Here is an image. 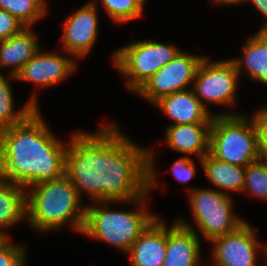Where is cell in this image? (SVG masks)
<instances>
[{
  "label": "cell",
  "instance_id": "4dcf8cb0",
  "mask_svg": "<svg viewBox=\"0 0 267 266\" xmlns=\"http://www.w3.org/2000/svg\"><path fill=\"white\" fill-rule=\"evenodd\" d=\"M260 31L266 36L267 38V24L263 25V27L260 29Z\"/></svg>",
  "mask_w": 267,
  "mask_h": 266
},
{
  "label": "cell",
  "instance_id": "8992f818",
  "mask_svg": "<svg viewBox=\"0 0 267 266\" xmlns=\"http://www.w3.org/2000/svg\"><path fill=\"white\" fill-rule=\"evenodd\" d=\"M180 52L173 45L145 40L120 48L114 52L113 61L118 70L128 77V89L137 92L154 73Z\"/></svg>",
  "mask_w": 267,
  "mask_h": 266
},
{
  "label": "cell",
  "instance_id": "d4e9b609",
  "mask_svg": "<svg viewBox=\"0 0 267 266\" xmlns=\"http://www.w3.org/2000/svg\"><path fill=\"white\" fill-rule=\"evenodd\" d=\"M23 246L11 244L8 238L0 242V266H25Z\"/></svg>",
  "mask_w": 267,
  "mask_h": 266
},
{
  "label": "cell",
  "instance_id": "e0dca14e",
  "mask_svg": "<svg viewBox=\"0 0 267 266\" xmlns=\"http://www.w3.org/2000/svg\"><path fill=\"white\" fill-rule=\"evenodd\" d=\"M30 28L25 27L18 34L0 41V67L13 66L11 78L16 79L22 68L39 51L37 36Z\"/></svg>",
  "mask_w": 267,
  "mask_h": 266
},
{
  "label": "cell",
  "instance_id": "484cf974",
  "mask_svg": "<svg viewBox=\"0 0 267 266\" xmlns=\"http://www.w3.org/2000/svg\"><path fill=\"white\" fill-rule=\"evenodd\" d=\"M26 26L15 16L0 9V41L6 40L18 34Z\"/></svg>",
  "mask_w": 267,
  "mask_h": 266
},
{
  "label": "cell",
  "instance_id": "7a4b0ae2",
  "mask_svg": "<svg viewBox=\"0 0 267 266\" xmlns=\"http://www.w3.org/2000/svg\"><path fill=\"white\" fill-rule=\"evenodd\" d=\"M35 109L24 121L0 130V179L30 187L64 176L66 149Z\"/></svg>",
  "mask_w": 267,
  "mask_h": 266
},
{
  "label": "cell",
  "instance_id": "7c38bea8",
  "mask_svg": "<svg viewBox=\"0 0 267 266\" xmlns=\"http://www.w3.org/2000/svg\"><path fill=\"white\" fill-rule=\"evenodd\" d=\"M197 233L185 220L167 228V248L162 266H197L200 258Z\"/></svg>",
  "mask_w": 267,
  "mask_h": 266
},
{
  "label": "cell",
  "instance_id": "603a6c76",
  "mask_svg": "<svg viewBox=\"0 0 267 266\" xmlns=\"http://www.w3.org/2000/svg\"><path fill=\"white\" fill-rule=\"evenodd\" d=\"M246 189L252 195L267 200V162L263 158L245 167L243 191Z\"/></svg>",
  "mask_w": 267,
  "mask_h": 266
},
{
  "label": "cell",
  "instance_id": "ffe728a7",
  "mask_svg": "<svg viewBox=\"0 0 267 266\" xmlns=\"http://www.w3.org/2000/svg\"><path fill=\"white\" fill-rule=\"evenodd\" d=\"M240 73L242 64L248 75L259 82L267 84V38L259 30L244 46L243 58L233 59ZM243 61V62H242Z\"/></svg>",
  "mask_w": 267,
  "mask_h": 266
},
{
  "label": "cell",
  "instance_id": "9c48e42d",
  "mask_svg": "<svg viewBox=\"0 0 267 266\" xmlns=\"http://www.w3.org/2000/svg\"><path fill=\"white\" fill-rule=\"evenodd\" d=\"M203 58L181 51L154 73L136 93L154 104L163 96L187 90L186 86L194 81Z\"/></svg>",
  "mask_w": 267,
  "mask_h": 266
},
{
  "label": "cell",
  "instance_id": "30bf717a",
  "mask_svg": "<svg viewBox=\"0 0 267 266\" xmlns=\"http://www.w3.org/2000/svg\"><path fill=\"white\" fill-rule=\"evenodd\" d=\"M211 242L214 243L212 257L217 266H255L259 243L253 228L246 221Z\"/></svg>",
  "mask_w": 267,
  "mask_h": 266
},
{
  "label": "cell",
  "instance_id": "6da1fadb",
  "mask_svg": "<svg viewBox=\"0 0 267 266\" xmlns=\"http://www.w3.org/2000/svg\"><path fill=\"white\" fill-rule=\"evenodd\" d=\"M101 131L77 132L66 149L64 176L79 197L134 202L155 187L153 152L136 146L112 124Z\"/></svg>",
  "mask_w": 267,
  "mask_h": 266
},
{
  "label": "cell",
  "instance_id": "8fae6325",
  "mask_svg": "<svg viewBox=\"0 0 267 266\" xmlns=\"http://www.w3.org/2000/svg\"><path fill=\"white\" fill-rule=\"evenodd\" d=\"M95 2H91L68 17L64 24V51L73 57H84L96 41L98 18Z\"/></svg>",
  "mask_w": 267,
  "mask_h": 266
},
{
  "label": "cell",
  "instance_id": "3957f363",
  "mask_svg": "<svg viewBox=\"0 0 267 266\" xmlns=\"http://www.w3.org/2000/svg\"><path fill=\"white\" fill-rule=\"evenodd\" d=\"M26 194V219L37 230L49 231L61 228L69 220L71 226L82 233L86 208L73 183L65 176L33 186Z\"/></svg>",
  "mask_w": 267,
  "mask_h": 266
},
{
  "label": "cell",
  "instance_id": "277c9868",
  "mask_svg": "<svg viewBox=\"0 0 267 266\" xmlns=\"http://www.w3.org/2000/svg\"><path fill=\"white\" fill-rule=\"evenodd\" d=\"M146 195L135 200L139 206L136 212L109 210L106 203L110 201H100L103 206L96 204L86 206L82 233L110 243L128 253L141 233L157 217L144 211Z\"/></svg>",
  "mask_w": 267,
  "mask_h": 266
},
{
  "label": "cell",
  "instance_id": "d6a6232c",
  "mask_svg": "<svg viewBox=\"0 0 267 266\" xmlns=\"http://www.w3.org/2000/svg\"><path fill=\"white\" fill-rule=\"evenodd\" d=\"M263 251H264V254H266V260L265 261H267V246L263 249Z\"/></svg>",
  "mask_w": 267,
  "mask_h": 266
},
{
  "label": "cell",
  "instance_id": "5bb4252c",
  "mask_svg": "<svg viewBox=\"0 0 267 266\" xmlns=\"http://www.w3.org/2000/svg\"><path fill=\"white\" fill-rule=\"evenodd\" d=\"M167 248V226L156 217L129 249L132 266H162Z\"/></svg>",
  "mask_w": 267,
  "mask_h": 266
},
{
  "label": "cell",
  "instance_id": "5b68a950",
  "mask_svg": "<svg viewBox=\"0 0 267 266\" xmlns=\"http://www.w3.org/2000/svg\"><path fill=\"white\" fill-rule=\"evenodd\" d=\"M243 115L213 116L210 129L209 154L215 159L246 167L261 158L257 131Z\"/></svg>",
  "mask_w": 267,
  "mask_h": 266
},
{
  "label": "cell",
  "instance_id": "d6986e66",
  "mask_svg": "<svg viewBox=\"0 0 267 266\" xmlns=\"http://www.w3.org/2000/svg\"><path fill=\"white\" fill-rule=\"evenodd\" d=\"M201 162L206 177L213 185L222 189L219 190L221 193H225L226 190L243 191L245 167L215 159L209 153Z\"/></svg>",
  "mask_w": 267,
  "mask_h": 266
},
{
  "label": "cell",
  "instance_id": "44dd1931",
  "mask_svg": "<svg viewBox=\"0 0 267 266\" xmlns=\"http://www.w3.org/2000/svg\"><path fill=\"white\" fill-rule=\"evenodd\" d=\"M12 97L9 82L0 72V130L21 123L35 109H38L36 97L33 96L22 110L14 112Z\"/></svg>",
  "mask_w": 267,
  "mask_h": 266
},
{
  "label": "cell",
  "instance_id": "ba28073f",
  "mask_svg": "<svg viewBox=\"0 0 267 266\" xmlns=\"http://www.w3.org/2000/svg\"><path fill=\"white\" fill-rule=\"evenodd\" d=\"M239 73L231 60L209 62L203 58L194 79V93L202 105L203 100L216 104H234Z\"/></svg>",
  "mask_w": 267,
  "mask_h": 266
},
{
  "label": "cell",
  "instance_id": "2e32d148",
  "mask_svg": "<svg viewBox=\"0 0 267 266\" xmlns=\"http://www.w3.org/2000/svg\"><path fill=\"white\" fill-rule=\"evenodd\" d=\"M212 123L170 125L166 128L168 146L184 154H198L200 160L209 153Z\"/></svg>",
  "mask_w": 267,
  "mask_h": 266
},
{
  "label": "cell",
  "instance_id": "4316f807",
  "mask_svg": "<svg viewBox=\"0 0 267 266\" xmlns=\"http://www.w3.org/2000/svg\"><path fill=\"white\" fill-rule=\"evenodd\" d=\"M252 120L257 131L260 156L267 160V108L256 112Z\"/></svg>",
  "mask_w": 267,
  "mask_h": 266
},
{
  "label": "cell",
  "instance_id": "ac0fdd59",
  "mask_svg": "<svg viewBox=\"0 0 267 266\" xmlns=\"http://www.w3.org/2000/svg\"><path fill=\"white\" fill-rule=\"evenodd\" d=\"M25 187L0 179V229L26 218ZM0 235L8 238L2 230Z\"/></svg>",
  "mask_w": 267,
  "mask_h": 266
},
{
  "label": "cell",
  "instance_id": "7402d4cb",
  "mask_svg": "<svg viewBox=\"0 0 267 266\" xmlns=\"http://www.w3.org/2000/svg\"><path fill=\"white\" fill-rule=\"evenodd\" d=\"M0 9L15 16L26 27H31L45 14L46 6L44 0H0Z\"/></svg>",
  "mask_w": 267,
  "mask_h": 266
},
{
  "label": "cell",
  "instance_id": "4fadbf2b",
  "mask_svg": "<svg viewBox=\"0 0 267 266\" xmlns=\"http://www.w3.org/2000/svg\"><path fill=\"white\" fill-rule=\"evenodd\" d=\"M75 67V62L71 59L54 53L44 54L39 50L22 68L16 79L48 87L62 81L75 70Z\"/></svg>",
  "mask_w": 267,
  "mask_h": 266
},
{
  "label": "cell",
  "instance_id": "cb8c5ba5",
  "mask_svg": "<svg viewBox=\"0 0 267 266\" xmlns=\"http://www.w3.org/2000/svg\"><path fill=\"white\" fill-rule=\"evenodd\" d=\"M104 9L117 23L139 18L143 9L134 0H102Z\"/></svg>",
  "mask_w": 267,
  "mask_h": 266
},
{
  "label": "cell",
  "instance_id": "1f68e13d",
  "mask_svg": "<svg viewBox=\"0 0 267 266\" xmlns=\"http://www.w3.org/2000/svg\"><path fill=\"white\" fill-rule=\"evenodd\" d=\"M142 9H143V4H144V1L146 0H134Z\"/></svg>",
  "mask_w": 267,
  "mask_h": 266
},
{
  "label": "cell",
  "instance_id": "836d02e7",
  "mask_svg": "<svg viewBox=\"0 0 267 266\" xmlns=\"http://www.w3.org/2000/svg\"><path fill=\"white\" fill-rule=\"evenodd\" d=\"M3 239H4V237H2V236L0 235V242H1Z\"/></svg>",
  "mask_w": 267,
  "mask_h": 266
},
{
  "label": "cell",
  "instance_id": "83f0119b",
  "mask_svg": "<svg viewBox=\"0 0 267 266\" xmlns=\"http://www.w3.org/2000/svg\"><path fill=\"white\" fill-rule=\"evenodd\" d=\"M174 177L181 183L189 181L195 176V167L189 157L179 158L171 167Z\"/></svg>",
  "mask_w": 267,
  "mask_h": 266
},
{
  "label": "cell",
  "instance_id": "f546056e",
  "mask_svg": "<svg viewBox=\"0 0 267 266\" xmlns=\"http://www.w3.org/2000/svg\"><path fill=\"white\" fill-rule=\"evenodd\" d=\"M242 1H245V0H213V2L215 3H225V4H237V3H240Z\"/></svg>",
  "mask_w": 267,
  "mask_h": 266
},
{
  "label": "cell",
  "instance_id": "9a60e30c",
  "mask_svg": "<svg viewBox=\"0 0 267 266\" xmlns=\"http://www.w3.org/2000/svg\"><path fill=\"white\" fill-rule=\"evenodd\" d=\"M154 105L161 108L177 124L212 123L207 111L193 90H183L161 97Z\"/></svg>",
  "mask_w": 267,
  "mask_h": 266
},
{
  "label": "cell",
  "instance_id": "52a82bcc",
  "mask_svg": "<svg viewBox=\"0 0 267 266\" xmlns=\"http://www.w3.org/2000/svg\"><path fill=\"white\" fill-rule=\"evenodd\" d=\"M197 227L208 240L234 231L244 220L232 214V200L227 193L210 189L189 191Z\"/></svg>",
  "mask_w": 267,
  "mask_h": 266
},
{
  "label": "cell",
  "instance_id": "f1b7e54d",
  "mask_svg": "<svg viewBox=\"0 0 267 266\" xmlns=\"http://www.w3.org/2000/svg\"><path fill=\"white\" fill-rule=\"evenodd\" d=\"M245 1H251L255 7L260 11L263 16L267 18V0H245ZM267 23H265L266 25Z\"/></svg>",
  "mask_w": 267,
  "mask_h": 266
}]
</instances>
